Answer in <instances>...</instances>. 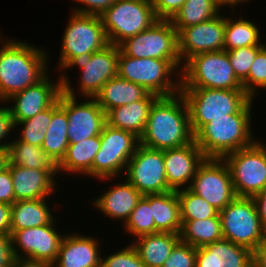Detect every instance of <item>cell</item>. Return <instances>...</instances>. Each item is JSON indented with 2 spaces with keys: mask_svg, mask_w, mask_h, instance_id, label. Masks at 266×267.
Returning <instances> with one entry per match:
<instances>
[{
  "mask_svg": "<svg viewBox=\"0 0 266 267\" xmlns=\"http://www.w3.org/2000/svg\"><path fill=\"white\" fill-rule=\"evenodd\" d=\"M0 46V102L36 84L50 72L51 55H47V49L3 35Z\"/></svg>",
  "mask_w": 266,
  "mask_h": 267,
  "instance_id": "cell-1",
  "label": "cell"
},
{
  "mask_svg": "<svg viewBox=\"0 0 266 267\" xmlns=\"http://www.w3.org/2000/svg\"><path fill=\"white\" fill-rule=\"evenodd\" d=\"M194 141L189 110L179 92L158 97L152 104L140 144L158 150L185 146Z\"/></svg>",
  "mask_w": 266,
  "mask_h": 267,
  "instance_id": "cell-2",
  "label": "cell"
},
{
  "mask_svg": "<svg viewBox=\"0 0 266 267\" xmlns=\"http://www.w3.org/2000/svg\"><path fill=\"white\" fill-rule=\"evenodd\" d=\"M252 99L239 113L215 118L204 125L194 140L206 158L223 159L226 155L252 145L258 138L252 129ZM256 138V139H255Z\"/></svg>",
  "mask_w": 266,
  "mask_h": 267,
  "instance_id": "cell-3",
  "label": "cell"
},
{
  "mask_svg": "<svg viewBox=\"0 0 266 267\" xmlns=\"http://www.w3.org/2000/svg\"><path fill=\"white\" fill-rule=\"evenodd\" d=\"M119 46L109 44L95 53H83L73 57L59 72L63 92L72 97L94 98L102 86L111 78L118 76ZM80 70L77 87L70 79L68 70ZM77 90V91H76Z\"/></svg>",
  "mask_w": 266,
  "mask_h": 267,
  "instance_id": "cell-4",
  "label": "cell"
},
{
  "mask_svg": "<svg viewBox=\"0 0 266 267\" xmlns=\"http://www.w3.org/2000/svg\"><path fill=\"white\" fill-rule=\"evenodd\" d=\"M195 135L215 118L239 113L252 98L244 89L181 88Z\"/></svg>",
  "mask_w": 266,
  "mask_h": 267,
  "instance_id": "cell-5",
  "label": "cell"
},
{
  "mask_svg": "<svg viewBox=\"0 0 266 267\" xmlns=\"http://www.w3.org/2000/svg\"><path fill=\"white\" fill-rule=\"evenodd\" d=\"M118 76L144 87L158 97L176 95L181 89V71L169 60L133 58L119 49ZM174 77V78H173Z\"/></svg>",
  "mask_w": 266,
  "mask_h": 267,
  "instance_id": "cell-6",
  "label": "cell"
},
{
  "mask_svg": "<svg viewBox=\"0 0 266 267\" xmlns=\"http://www.w3.org/2000/svg\"><path fill=\"white\" fill-rule=\"evenodd\" d=\"M181 88L243 89L225 50L189 58L182 67Z\"/></svg>",
  "mask_w": 266,
  "mask_h": 267,
  "instance_id": "cell-7",
  "label": "cell"
},
{
  "mask_svg": "<svg viewBox=\"0 0 266 267\" xmlns=\"http://www.w3.org/2000/svg\"><path fill=\"white\" fill-rule=\"evenodd\" d=\"M100 150L93 161V179L112 184L122 177L130 158L134 155L140 138L134 133L105 124L100 134ZM112 180V181H111Z\"/></svg>",
  "mask_w": 266,
  "mask_h": 267,
  "instance_id": "cell-8",
  "label": "cell"
},
{
  "mask_svg": "<svg viewBox=\"0 0 266 267\" xmlns=\"http://www.w3.org/2000/svg\"><path fill=\"white\" fill-rule=\"evenodd\" d=\"M100 17L109 44L117 46L158 20L151 0H117Z\"/></svg>",
  "mask_w": 266,
  "mask_h": 267,
  "instance_id": "cell-9",
  "label": "cell"
},
{
  "mask_svg": "<svg viewBox=\"0 0 266 267\" xmlns=\"http://www.w3.org/2000/svg\"><path fill=\"white\" fill-rule=\"evenodd\" d=\"M61 39L57 73L75 56L95 53L109 45L100 15L70 12Z\"/></svg>",
  "mask_w": 266,
  "mask_h": 267,
  "instance_id": "cell-10",
  "label": "cell"
},
{
  "mask_svg": "<svg viewBox=\"0 0 266 267\" xmlns=\"http://www.w3.org/2000/svg\"><path fill=\"white\" fill-rule=\"evenodd\" d=\"M118 46L124 55L169 60L182 71L178 33L170 20H157L150 28L125 39Z\"/></svg>",
  "mask_w": 266,
  "mask_h": 267,
  "instance_id": "cell-11",
  "label": "cell"
},
{
  "mask_svg": "<svg viewBox=\"0 0 266 267\" xmlns=\"http://www.w3.org/2000/svg\"><path fill=\"white\" fill-rule=\"evenodd\" d=\"M223 160L230 169L237 197L253 198L266 187V144L261 138Z\"/></svg>",
  "mask_w": 266,
  "mask_h": 267,
  "instance_id": "cell-12",
  "label": "cell"
},
{
  "mask_svg": "<svg viewBox=\"0 0 266 267\" xmlns=\"http://www.w3.org/2000/svg\"><path fill=\"white\" fill-rule=\"evenodd\" d=\"M223 238L254 250L266 239L253 198L236 197L219 211Z\"/></svg>",
  "mask_w": 266,
  "mask_h": 267,
  "instance_id": "cell-13",
  "label": "cell"
},
{
  "mask_svg": "<svg viewBox=\"0 0 266 267\" xmlns=\"http://www.w3.org/2000/svg\"><path fill=\"white\" fill-rule=\"evenodd\" d=\"M189 189L217 211L223 210L237 197L230 169L223 159L206 158L199 166Z\"/></svg>",
  "mask_w": 266,
  "mask_h": 267,
  "instance_id": "cell-14",
  "label": "cell"
},
{
  "mask_svg": "<svg viewBox=\"0 0 266 267\" xmlns=\"http://www.w3.org/2000/svg\"><path fill=\"white\" fill-rule=\"evenodd\" d=\"M123 177L143 196L172 191L166 180L163 150L139 144Z\"/></svg>",
  "mask_w": 266,
  "mask_h": 267,
  "instance_id": "cell-15",
  "label": "cell"
},
{
  "mask_svg": "<svg viewBox=\"0 0 266 267\" xmlns=\"http://www.w3.org/2000/svg\"><path fill=\"white\" fill-rule=\"evenodd\" d=\"M57 223L56 219L51 224L15 231L11 235L14 258H29L54 263L66 233L59 231Z\"/></svg>",
  "mask_w": 266,
  "mask_h": 267,
  "instance_id": "cell-16",
  "label": "cell"
},
{
  "mask_svg": "<svg viewBox=\"0 0 266 267\" xmlns=\"http://www.w3.org/2000/svg\"><path fill=\"white\" fill-rule=\"evenodd\" d=\"M78 99L63 91L60 94V106L66 111L69 123V144L100 135L107 123L106 113L95 98L84 97V101Z\"/></svg>",
  "mask_w": 266,
  "mask_h": 267,
  "instance_id": "cell-17",
  "label": "cell"
},
{
  "mask_svg": "<svg viewBox=\"0 0 266 267\" xmlns=\"http://www.w3.org/2000/svg\"><path fill=\"white\" fill-rule=\"evenodd\" d=\"M50 74L48 73L36 84L14 94L4 102L8 105L13 122L30 119L51 107L59 99L63 86L59 75H56L58 78L53 80Z\"/></svg>",
  "mask_w": 266,
  "mask_h": 267,
  "instance_id": "cell-18",
  "label": "cell"
},
{
  "mask_svg": "<svg viewBox=\"0 0 266 267\" xmlns=\"http://www.w3.org/2000/svg\"><path fill=\"white\" fill-rule=\"evenodd\" d=\"M183 28L178 33V53L182 64L196 54L224 50L225 13Z\"/></svg>",
  "mask_w": 266,
  "mask_h": 267,
  "instance_id": "cell-19",
  "label": "cell"
},
{
  "mask_svg": "<svg viewBox=\"0 0 266 267\" xmlns=\"http://www.w3.org/2000/svg\"><path fill=\"white\" fill-rule=\"evenodd\" d=\"M166 180L172 190L189 188L206 159L195 140L185 146L163 150Z\"/></svg>",
  "mask_w": 266,
  "mask_h": 267,
  "instance_id": "cell-20",
  "label": "cell"
},
{
  "mask_svg": "<svg viewBox=\"0 0 266 267\" xmlns=\"http://www.w3.org/2000/svg\"><path fill=\"white\" fill-rule=\"evenodd\" d=\"M100 238L68 231L61 242L54 267H101ZM99 241V242H98Z\"/></svg>",
  "mask_w": 266,
  "mask_h": 267,
  "instance_id": "cell-21",
  "label": "cell"
},
{
  "mask_svg": "<svg viewBox=\"0 0 266 267\" xmlns=\"http://www.w3.org/2000/svg\"><path fill=\"white\" fill-rule=\"evenodd\" d=\"M121 182L104 188L103 194L93 198L92 207L102 213L103 216L122 224L126 222L136 207L142 194L124 177ZM106 190V191H105Z\"/></svg>",
  "mask_w": 266,
  "mask_h": 267,
  "instance_id": "cell-22",
  "label": "cell"
},
{
  "mask_svg": "<svg viewBox=\"0 0 266 267\" xmlns=\"http://www.w3.org/2000/svg\"><path fill=\"white\" fill-rule=\"evenodd\" d=\"M9 170L15 201L50 198L58 192V180L47 170L29 169L18 165H9Z\"/></svg>",
  "mask_w": 266,
  "mask_h": 267,
  "instance_id": "cell-23",
  "label": "cell"
},
{
  "mask_svg": "<svg viewBox=\"0 0 266 267\" xmlns=\"http://www.w3.org/2000/svg\"><path fill=\"white\" fill-rule=\"evenodd\" d=\"M196 267H253V251L222 238L197 248Z\"/></svg>",
  "mask_w": 266,
  "mask_h": 267,
  "instance_id": "cell-24",
  "label": "cell"
},
{
  "mask_svg": "<svg viewBox=\"0 0 266 267\" xmlns=\"http://www.w3.org/2000/svg\"><path fill=\"white\" fill-rule=\"evenodd\" d=\"M50 198L20 200L11 205V235L17 231L31 227L53 223L57 218Z\"/></svg>",
  "mask_w": 266,
  "mask_h": 267,
  "instance_id": "cell-25",
  "label": "cell"
},
{
  "mask_svg": "<svg viewBox=\"0 0 266 267\" xmlns=\"http://www.w3.org/2000/svg\"><path fill=\"white\" fill-rule=\"evenodd\" d=\"M157 98L155 94H150L145 100L134 101L110 110L106 114L107 124L132 132L140 138L145 131L150 108Z\"/></svg>",
  "mask_w": 266,
  "mask_h": 267,
  "instance_id": "cell-26",
  "label": "cell"
},
{
  "mask_svg": "<svg viewBox=\"0 0 266 267\" xmlns=\"http://www.w3.org/2000/svg\"><path fill=\"white\" fill-rule=\"evenodd\" d=\"M100 135L88 138L76 144H69L66 154L58 164L60 176L72 174L88 176L93 179V161L100 150ZM70 173V174H69Z\"/></svg>",
  "mask_w": 266,
  "mask_h": 267,
  "instance_id": "cell-27",
  "label": "cell"
},
{
  "mask_svg": "<svg viewBox=\"0 0 266 267\" xmlns=\"http://www.w3.org/2000/svg\"><path fill=\"white\" fill-rule=\"evenodd\" d=\"M150 94L139 84L116 76L108 80L94 98L107 114L116 107L128 105L134 101L145 100Z\"/></svg>",
  "mask_w": 266,
  "mask_h": 267,
  "instance_id": "cell-28",
  "label": "cell"
},
{
  "mask_svg": "<svg viewBox=\"0 0 266 267\" xmlns=\"http://www.w3.org/2000/svg\"><path fill=\"white\" fill-rule=\"evenodd\" d=\"M143 197L150 203L152 208L155 233L180 234L182 222L177 191L172 190L160 194H149Z\"/></svg>",
  "mask_w": 266,
  "mask_h": 267,
  "instance_id": "cell-29",
  "label": "cell"
},
{
  "mask_svg": "<svg viewBox=\"0 0 266 267\" xmlns=\"http://www.w3.org/2000/svg\"><path fill=\"white\" fill-rule=\"evenodd\" d=\"M7 146L8 165H18L29 169L47 170L56 180L60 176L58 164L40 146L12 138Z\"/></svg>",
  "mask_w": 266,
  "mask_h": 267,
  "instance_id": "cell-30",
  "label": "cell"
},
{
  "mask_svg": "<svg viewBox=\"0 0 266 267\" xmlns=\"http://www.w3.org/2000/svg\"><path fill=\"white\" fill-rule=\"evenodd\" d=\"M179 241L180 234L158 232L139 236L131 244L146 267H162Z\"/></svg>",
  "mask_w": 266,
  "mask_h": 267,
  "instance_id": "cell-31",
  "label": "cell"
},
{
  "mask_svg": "<svg viewBox=\"0 0 266 267\" xmlns=\"http://www.w3.org/2000/svg\"><path fill=\"white\" fill-rule=\"evenodd\" d=\"M231 11L233 13L227 15ZM234 14L238 15L236 9L225 13L224 50L231 51L241 47L264 46V42L260 41L262 38L260 28H258L260 26L242 15L237 19Z\"/></svg>",
  "mask_w": 266,
  "mask_h": 267,
  "instance_id": "cell-32",
  "label": "cell"
},
{
  "mask_svg": "<svg viewBox=\"0 0 266 267\" xmlns=\"http://www.w3.org/2000/svg\"><path fill=\"white\" fill-rule=\"evenodd\" d=\"M68 118L66 111L60 106L59 99L52 105V120L48 125L41 148L59 164L66 154L69 145Z\"/></svg>",
  "mask_w": 266,
  "mask_h": 267,
  "instance_id": "cell-33",
  "label": "cell"
},
{
  "mask_svg": "<svg viewBox=\"0 0 266 267\" xmlns=\"http://www.w3.org/2000/svg\"><path fill=\"white\" fill-rule=\"evenodd\" d=\"M180 241L195 248L223 238L219 213L207 219L181 221Z\"/></svg>",
  "mask_w": 266,
  "mask_h": 267,
  "instance_id": "cell-34",
  "label": "cell"
},
{
  "mask_svg": "<svg viewBox=\"0 0 266 267\" xmlns=\"http://www.w3.org/2000/svg\"><path fill=\"white\" fill-rule=\"evenodd\" d=\"M222 9L225 10L217 0H186L170 21L179 33L185 27L214 18Z\"/></svg>",
  "mask_w": 266,
  "mask_h": 267,
  "instance_id": "cell-35",
  "label": "cell"
},
{
  "mask_svg": "<svg viewBox=\"0 0 266 267\" xmlns=\"http://www.w3.org/2000/svg\"><path fill=\"white\" fill-rule=\"evenodd\" d=\"M52 120V106L39 112L34 117L21 122H14L15 129L17 131L16 136L20 141L35 146H42L44 138L46 136V130ZM22 129V130H21Z\"/></svg>",
  "mask_w": 266,
  "mask_h": 267,
  "instance_id": "cell-36",
  "label": "cell"
},
{
  "mask_svg": "<svg viewBox=\"0 0 266 267\" xmlns=\"http://www.w3.org/2000/svg\"><path fill=\"white\" fill-rule=\"evenodd\" d=\"M177 195L181 221L207 219L215 217L219 213L212 205L193 193L189 188L177 190Z\"/></svg>",
  "mask_w": 266,
  "mask_h": 267,
  "instance_id": "cell-37",
  "label": "cell"
},
{
  "mask_svg": "<svg viewBox=\"0 0 266 267\" xmlns=\"http://www.w3.org/2000/svg\"><path fill=\"white\" fill-rule=\"evenodd\" d=\"M125 234L133 236V240L146 234H155V222L150 203L142 196L129 218L122 225Z\"/></svg>",
  "mask_w": 266,
  "mask_h": 267,
  "instance_id": "cell-38",
  "label": "cell"
},
{
  "mask_svg": "<svg viewBox=\"0 0 266 267\" xmlns=\"http://www.w3.org/2000/svg\"><path fill=\"white\" fill-rule=\"evenodd\" d=\"M242 87L252 99H256L261 90L266 87V43L257 52L248 76L242 81Z\"/></svg>",
  "mask_w": 266,
  "mask_h": 267,
  "instance_id": "cell-39",
  "label": "cell"
},
{
  "mask_svg": "<svg viewBox=\"0 0 266 267\" xmlns=\"http://www.w3.org/2000/svg\"><path fill=\"white\" fill-rule=\"evenodd\" d=\"M117 250L109 255L102 254L101 267H146L131 243Z\"/></svg>",
  "mask_w": 266,
  "mask_h": 267,
  "instance_id": "cell-40",
  "label": "cell"
},
{
  "mask_svg": "<svg viewBox=\"0 0 266 267\" xmlns=\"http://www.w3.org/2000/svg\"><path fill=\"white\" fill-rule=\"evenodd\" d=\"M262 47L248 46L227 51L234 73L241 82L248 76L251 64L255 60L257 52Z\"/></svg>",
  "mask_w": 266,
  "mask_h": 267,
  "instance_id": "cell-41",
  "label": "cell"
},
{
  "mask_svg": "<svg viewBox=\"0 0 266 267\" xmlns=\"http://www.w3.org/2000/svg\"><path fill=\"white\" fill-rule=\"evenodd\" d=\"M197 248L179 241L162 267H196Z\"/></svg>",
  "mask_w": 266,
  "mask_h": 267,
  "instance_id": "cell-42",
  "label": "cell"
},
{
  "mask_svg": "<svg viewBox=\"0 0 266 267\" xmlns=\"http://www.w3.org/2000/svg\"><path fill=\"white\" fill-rule=\"evenodd\" d=\"M76 2L71 12L78 14H89V15H101L106 9H108L117 0H70ZM82 6H80V5Z\"/></svg>",
  "mask_w": 266,
  "mask_h": 267,
  "instance_id": "cell-43",
  "label": "cell"
},
{
  "mask_svg": "<svg viewBox=\"0 0 266 267\" xmlns=\"http://www.w3.org/2000/svg\"><path fill=\"white\" fill-rule=\"evenodd\" d=\"M0 149H6L12 141L11 134L15 132V125L6 103L0 102ZM12 131V132H11ZM10 135V137H9ZM9 137V140H8ZM7 139V140H5ZM5 140V141H4Z\"/></svg>",
  "mask_w": 266,
  "mask_h": 267,
  "instance_id": "cell-44",
  "label": "cell"
},
{
  "mask_svg": "<svg viewBox=\"0 0 266 267\" xmlns=\"http://www.w3.org/2000/svg\"><path fill=\"white\" fill-rule=\"evenodd\" d=\"M186 0H151L158 20H171Z\"/></svg>",
  "mask_w": 266,
  "mask_h": 267,
  "instance_id": "cell-45",
  "label": "cell"
},
{
  "mask_svg": "<svg viewBox=\"0 0 266 267\" xmlns=\"http://www.w3.org/2000/svg\"><path fill=\"white\" fill-rule=\"evenodd\" d=\"M0 202L9 205H12L15 202V193L9 165L0 172Z\"/></svg>",
  "mask_w": 266,
  "mask_h": 267,
  "instance_id": "cell-46",
  "label": "cell"
},
{
  "mask_svg": "<svg viewBox=\"0 0 266 267\" xmlns=\"http://www.w3.org/2000/svg\"><path fill=\"white\" fill-rule=\"evenodd\" d=\"M13 260L11 235L0 234V267H12Z\"/></svg>",
  "mask_w": 266,
  "mask_h": 267,
  "instance_id": "cell-47",
  "label": "cell"
},
{
  "mask_svg": "<svg viewBox=\"0 0 266 267\" xmlns=\"http://www.w3.org/2000/svg\"><path fill=\"white\" fill-rule=\"evenodd\" d=\"M11 205L0 202V234L11 235Z\"/></svg>",
  "mask_w": 266,
  "mask_h": 267,
  "instance_id": "cell-48",
  "label": "cell"
},
{
  "mask_svg": "<svg viewBox=\"0 0 266 267\" xmlns=\"http://www.w3.org/2000/svg\"><path fill=\"white\" fill-rule=\"evenodd\" d=\"M262 227L266 230V187L253 197Z\"/></svg>",
  "mask_w": 266,
  "mask_h": 267,
  "instance_id": "cell-49",
  "label": "cell"
},
{
  "mask_svg": "<svg viewBox=\"0 0 266 267\" xmlns=\"http://www.w3.org/2000/svg\"><path fill=\"white\" fill-rule=\"evenodd\" d=\"M12 267H54L53 263L29 258H14Z\"/></svg>",
  "mask_w": 266,
  "mask_h": 267,
  "instance_id": "cell-50",
  "label": "cell"
},
{
  "mask_svg": "<svg viewBox=\"0 0 266 267\" xmlns=\"http://www.w3.org/2000/svg\"><path fill=\"white\" fill-rule=\"evenodd\" d=\"M253 267H266V239L253 250Z\"/></svg>",
  "mask_w": 266,
  "mask_h": 267,
  "instance_id": "cell-51",
  "label": "cell"
},
{
  "mask_svg": "<svg viewBox=\"0 0 266 267\" xmlns=\"http://www.w3.org/2000/svg\"><path fill=\"white\" fill-rule=\"evenodd\" d=\"M217 1L223 8L226 7L228 9H232V10H235L236 9L235 7L241 6L240 4L245 5L246 3L252 2V0H217Z\"/></svg>",
  "mask_w": 266,
  "mask_h": 267,
  "instance_id": "cell-52",
  "label": "cell"
},
{
  "mask_svg": "<svg viewBox=\"0 0 266 267\" xmlns=\"http://www.w3.org/2000/svg\"><path fill=\"white\" fill-rule=\"evenodd\" d=\"M8 165L7 150L0 149V172L4 170Z\"/></svg>",
  "mask_w": 266,
  "mask_h": 267,
  "instance_id": "cell-53",
  "label": "cell"
}]
</instances>
